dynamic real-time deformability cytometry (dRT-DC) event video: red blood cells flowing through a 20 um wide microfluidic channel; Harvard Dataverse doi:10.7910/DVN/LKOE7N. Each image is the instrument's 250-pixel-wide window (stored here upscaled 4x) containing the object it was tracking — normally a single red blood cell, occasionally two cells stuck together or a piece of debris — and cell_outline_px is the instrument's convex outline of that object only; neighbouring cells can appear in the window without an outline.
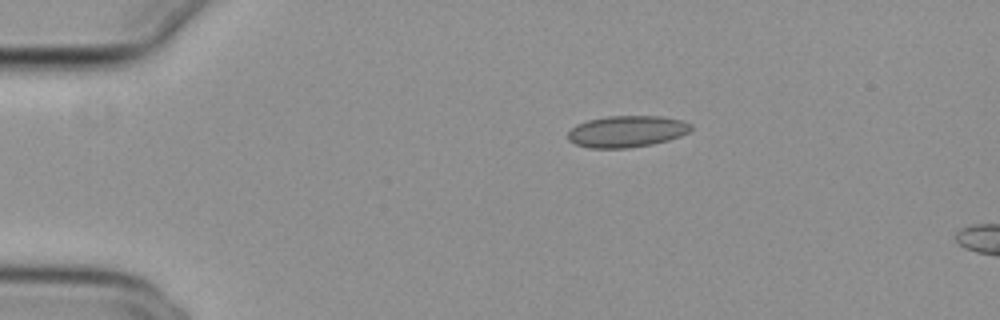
{"species": "common noctule bat (a hibernating species)", "species_latin": "Nyctalus noctula", "temperature_condition": "cold", "stored_images_in_passage": 6, "camera_frame_rate_fps": 3000, "um_per_image_px": 0.085, "animal": {"sex": "female", "body_mass_g": 29.2, "forearm_length_mm": 56.3}, "frame": {"image": 1, "passage_image": 1, "time_ms": 0.0, "image_size_px": [1000, 320], "cell_outline_px": [[692, 128], [688, 132], [680, 136], [668, 140], [652, 144], [628, 148], [588, 148], [576, 144], [568, 140], [568, 132], [576, 124], [588, 120], [608, 116], [660, 116], [680, 120], [692, 124]], "centroid_in_image_um": [53.26, 11.17], "position_along_channel_um": 31.7, "area_um2": 22.6}}